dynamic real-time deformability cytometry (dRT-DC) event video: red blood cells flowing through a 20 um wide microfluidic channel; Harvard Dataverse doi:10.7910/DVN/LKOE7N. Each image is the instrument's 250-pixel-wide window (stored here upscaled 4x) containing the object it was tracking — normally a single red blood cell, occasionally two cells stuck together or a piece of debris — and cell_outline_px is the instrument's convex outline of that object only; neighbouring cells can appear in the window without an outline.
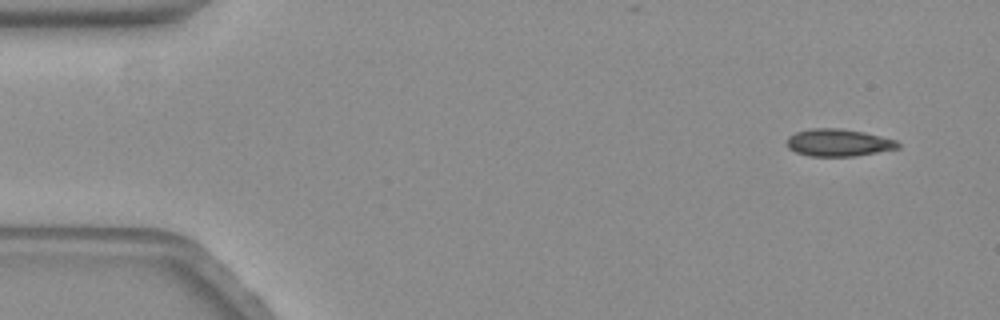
{"species": "common noctule bat (a hibernating species)", "species_latin": "Nyctalus noctula", "temperature_condition": "warm", "stored_images_in_passage": 11, "camera_frame_rate_fps": 3000, "um_per_image_px": 0.085, "animal": {"sex": "female", "body_mass_g": 19.3, "forearm_length_mm": 54.1}, "frame": {"image": 1, "passage_image": 3, "time_ms": 0.667, "image_size_px": [1000, 320], "cell_outline_px": [[900, 148], [856, 156], [808, 156], [796, 152], [788, 148], [788, 136], [796, 132], [812, 128], [840, 128], [864, 132], [896, 140], [900, 144]], "centroid_in_image_um": [71.28, 12.12], "position_along_channel_um": 13.7, "area_um2": 17.69}}